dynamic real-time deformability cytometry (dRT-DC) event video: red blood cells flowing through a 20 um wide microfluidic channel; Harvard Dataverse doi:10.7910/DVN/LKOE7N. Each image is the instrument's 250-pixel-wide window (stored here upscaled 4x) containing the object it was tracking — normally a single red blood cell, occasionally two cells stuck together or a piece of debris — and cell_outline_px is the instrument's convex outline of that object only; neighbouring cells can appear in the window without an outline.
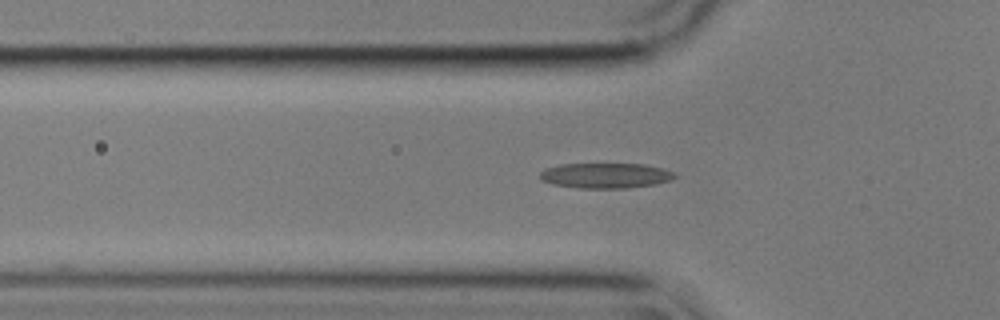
{"species": "common noctule bat (a hibernating species)", "species_latin": "Nyctalus noctula", "temperature_condition": "cold", "stored_images_in_passage": 48, "camera_frame_rate_fps": 3000, "um_per_image_px": 0.085, "animal": {"sex": "male", "body_mass_g": 17.9}, "frame": {"image": 1, "passage_image": 9, "time_ms": 2.667, "image_size_px": [1000, 320], "cell_outline_px": [[676, 176], [672, 180], [656, 184], [624, 188], [580, 188], [552, 184], [540, 180], [540, 172], [544, 168], [560, 164], [644, 164], [660, 168], [672, 172]], "centroid_in_image_um": [51.42, 14.92], "position_along_channel_um": 74.4, "area_um2": 19.77}}
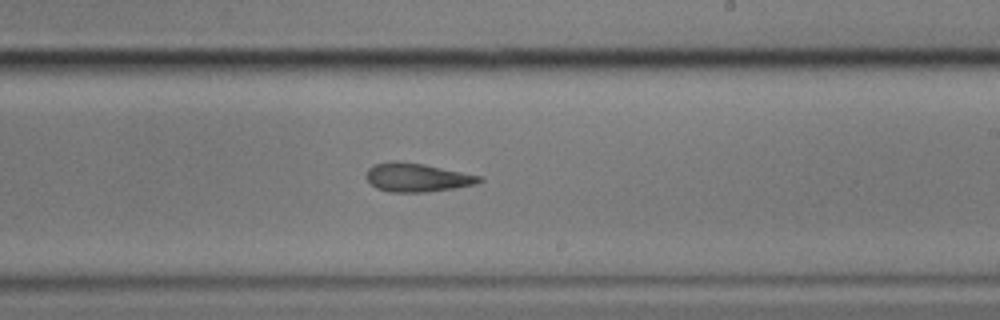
{"frame": {"image": 2, "passage_image": 24, "time_ms": 7.667, "image_size_px": [1000, 320], "cell_outline_px": [[484, 180], [476, 184], [456, 188], [424, 192], [388, 192], [376, 188], [364, 176], [368, 168], [376, 164], [392, 160], [400, 160], [424, 164], [484, 176]], "centroid_in_image_um": [35.47, 15.07], "position_along_channel_um": 253.5, "area_um2": 19.19}}
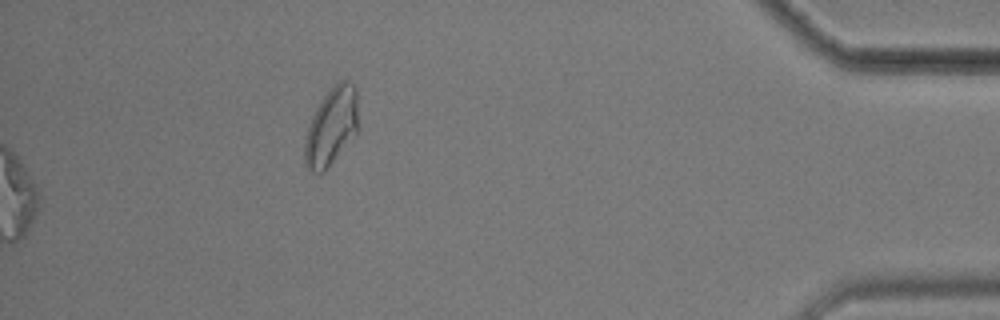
{"frame": {"image": 3, "passage_image": 48, "time_ms": 15.667, "image_size_px": [1000, 320], "cell_outline_px": [[360, 128], [328, 168], [320, 176], [312, 172], [304, 164], [304, 140], [308, 124], [320, 100], [332, 84], [344, 76], [356, 88]], "centroid_in_image_um": [28.17, 10.73], "position_along_channel_um": 407.0, "area_um2": 25.26}, "authors_computed_cell_mechanics": {"area_um2": 19.5942, "velocity_mm_per_s": 3.5766, "shape_relaxation_time_tau1_ms": null, "shape_relaxation_time_tau2_ms": 8.3379, "deformation_change_tau1": null, "deformation_change_tau2": 0.1831}}